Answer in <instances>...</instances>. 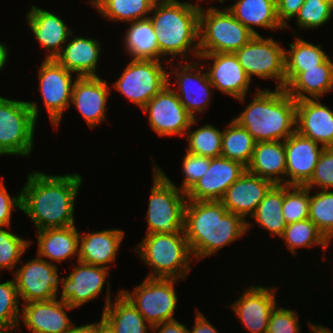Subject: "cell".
<instances>
[{"mask_svg":"<svg viewBox=\"0 0 333 333\" xmlns=\"http://www.w3.org/2000/svg\"><path fill=\"white\" fill-rule=\"evenodd\" d=\"M79 174L28 175L21 193V210L31 218L37 231L75 225L74 203L82 184Z\"/></svg>","mask_w":333,"mask_h":333,"instance_id":"obj_1","label":"cell"},{"mask_svg":"<svg viewBox=\"0 0 333 333\" xmlns=\"http://www.w3.org/2000/svg\"><path fill=\"white\" fill-rule=\"evenodd\" d=\"M250 222L228 212L221 201L187 200L184 234L192 255L198 259L230 244L249 230Z\"/></svg>","mask_w":333,"mask_h":333,"instance_id":"obj_2","label":"cell"},{"mask_svg":"<svg viewBox=\"0 0 333 333\" xmlns=\"http://www.w3.org/2000/svg\"><path fill=\"white\" fill-rule=\"evenodd\" d=\"M234 120L256 142L285 141L296 131V100L284 88L257 90L252 102Z\"/></svg>","mask_w":333,"mask_h":333,"instance_id":"obj_3","label":"cell"},{"mask_svg":"<svg viewBox=\"0 0 333 333\" xmlns=\"http://www.w3.org/2000/svg\"><path fill=\"white\" fill-rule=\"evenodd\" d=\"M199 11V5L188 2L156 0L152 9L153 16L149 18L155 30L160 56L184 55L189 58L186 56L189 51L198 58Z\"/></svg>","mask_w":333,"mask_h":333,"instance_id":"obj_4","label":"cell"},{"mask_svg":"<svg viewBox=\"0 0 333 333\" xmlns=\"http://www.w3.org/2000/svg\"><path fill=\"white\" fill-rule=\"evenodd\" d=\"M153 169V186L146 216L149 228L146 235L184 234L186 193L176 187L160 167L155 165Z\"/></svg>","mask_w":333,"mask_h":333,"instance_id":"obj_5","label":"cell"},{"mask_svg":"<svg viewBox=\"0 0 333 333\" xmlns=\"http://www.w3.org/2000/svg\"><path fill=\"white\" fill-rule=\"evenodd\" d=\"M138 245L136 253L154 270L148 278L187 277L191 251L185 234H149Z\"/></svg>","mask_w":333,"mask_h":333,"instance_id":"obj_6","label":"cell"},{"mask_svg":"<svg viewBox=\"0 0 333 333\" xmlns=\"http://www.w3.org/2000/svg\"><path fill=\"white\" fill-rule=\"evenodd\" d=\"M255 35L227 8L199 11V54L235 53Z\"/></svg>","mask_w":333,"mask_h":333,"instance_id":"obj_7","label":"cell"},{"mask_svg":"<svg viewBox=\"0 0 333 333\" xmlns=\"http://www.w3.org/2000/svg\"><path fill=\"white\" fill-rule=\"evenodd\" d=\"M38 113L35 102L0 97V155L31 153Z\"/></svg>","mask_w":333,"mask_h":333,"instance_id":"obj_8","label":"cell"},{"mask_svg":"<svg viewBox=\"0 0 333 333\" xmlns=\"http://www.w3.org/2000/svg\"><path fill=\"white\" fill-rule=\"evenodd\" d=\"M176 278H148L135 288L132 295L121 291L145 318L150 328L173 318L177 306V295L174 289Z\"/></svg>","mask_w":333,"mask_h":333,"instance_id":"obj_9","label":"cell"},{"mask_svg":"<svg viewBox=\"0 0 333 333\" xmlns=\"http://www.w3.org/2000/svg\"><path fill=\"white\" fill-rule=\"evenodd\" d=\"M168 77L160 61L132 60L113 87L142 109L168 84Z\"/></svg>","mask_w":333,"mask_h":333,"instance_id":"obj_10","label":"cell"},{"mask_svg":"<svg viewBox=\"0 0 333 333\" xmlns=\"http://www.w3.org/2000/svg\"><path fill=\"white\" fill-rule=\"evenodd\" d=\"M247 76L276 79V88H285V50L272 38L255 35L234 53Z\"/></svg>","mask_w":333,"mask_h":333,"instance_id":"obj_11","label":"cell"},{"mask_svg":"<svg viewBox=\"0 0 333 333\" xmlns=\"http://www.w3.org/2000/svg\"><path fill=\"white\" fill-rule=\"evenodd\" d=\"M170 84L168 82L142 110L149 113V124L158 135H185L189 127L196 123V118L184 108Z\"/></svg>","mask_w":333,"mask_h":333,"instance_id":"obj_12","label":"cell"},{"mask_svg":"<svg viewBox=\"0 0 333 333\" xmlns=\"http://www.w3.org/2000/svg\"><path fill=\"white\" fill-rule=\"evenodd\" d=\"M51 262L38 256L16 270L14 282L19 299L22 297L25 303H30L57 298L62 279L58 278L57 265Z\"/></svg>","mask_w":333,"mask_h":333,"instance_id":"obj_13","label":"cell"},{"mask_svg":"<svg viewBox=\"0 0 333 333\" xmlns=\"http://www.w3.org/2000/svg\"><path fill=\"white\" fill-rule=\"evenodd\" d=\"M72 72L58 64L54 59H44L39 69V88L50 121L55 128L62 114L70 107L72 97Z\"/></svg>","mask_w":333,"mask_h":333,"instance_id":"obj_14","label":"cell"},{"mask_svg":"<svg viewBox=\"0 0 333 333\" xmlns=\"http://www.w3.org/2000/svg\"><path fill=\"white\" fill-rule=\"evenodd\" d=\"M246 167L237 161L219 156L211 158L207 172L186 193L187 200L220 201L226 190L239 179Z\"/></svg>","mask_w":333,"mask_h":333,"instance_id":"obj_15","label":"cell"},{"mask_svg":"<svg viewBox=\"0 0 333 333\" xmlns=\"http://www.w3.org/2000/svg\"><path fill=\"white\" fill-rule=\"evenodd\" d=\"M295 131L284 141L287 185L304 186L312 177L325 147Z\"/></svg>","mask_w":333,"mask_h":333,"instance_id":"obj_16","label":"cell"},{"mask_svg":"<svg viewBox=\"0 0 333 333\" xmlns=\"http://www.w3.org/2000/svg\"><path fill=\"white\" fill-rule=\"evenodd\" d=\"M201 60L213 59L209 71V81L214 88L237 100L244 101L251 79L240 65L234 53L199 54Z\"/></svg>","mask_w":333,"mask_h":333,"instance_id":"obj_17","label":"cell"},{"mask_svg":"<svg viewBox=\"0 0 333 333\" xmlns=\"http://www.w3.org/2000/svg\"><path fill=\"white\" fill-rule=\"evenodd\" d=\"M276 289L250 286L231 308L250 333H266L272 311L275 309Z\"/></svg>","mask_w":333,"mask_h":333,"instance_id":"obj_18","label":"cell"},{"mask_svg":"<svg viewBox=\"0 0 333 333\" xmlns=\"http://www.w3.org/2000/svg\"><path fill=\"white\" fill-rule=\"evenodd\" d=\"M275 184L258 175L245 172L225 192L220 200L228 212L241 216H252L256 208Z\"/></svg>","mask_w":333,"mask_h":333,"instance_id":"obj_19","label":"cell"},{"mask_svg":"<svg viewBox=\"0 0 333 333\" xmlns=\"http://www.w3.org/2000/svg\"><path fill=\"white\" fill-rule=\"evenodd\" d=\"M78 266L65 278H62L60 300L76 308L95 299L103 289L108 277V268L89 265L78 261ZM107 276V277H106Z\"/></svg>","mask_w":333,"mask_h":333,"instance_id":"obj_20","label":"cell"},{"mask_svg":"<svg viewBox=\"0 0 333 333\" xmlns=\"http://www.w3.org/2000/svg\"><path fill=\"white\" fill-rule=\"evenodd\" d=\"M296 131L303 136L321 143L323 147H333V110L309 98L296 101Z\"/></svg>","mask_w":333,"mask_h":333,"instance_id":"obj_21","label":"cell"},{"mask_svg":"<svg viewBox=\"0 0 333 333\" xmlns=\"http://www.w3.org/2000/svg\"><path fill=\"white\" fill-rule=\"evenodd\" d=\"M56 299L24 303L21 318L32 333H67L73 327L64 310L73 308Z\"/></svg>","mask_w":333,"mask_h":333,"instance_id":"obj_22","label":"cell"},{"mask_svg":"<svg viewBox=\"0 0 333 333\" xmlns=\"http://www.w3.org/2000/svg\"><path fill=\"white\" fill-rule=\"evenodd\" d=\"M109 85L99 76L76 77L71 102L79 110L90 127L104 120Z\"/></svg>","mask_w":333,"mask_h":333,"instance_id":"obj_23","label":"cell"},{"mask_svg":"<svg viewBox=\"0 0 333 333\" xmlns=\"http://www.w3.org/2000/svg\"><path fill=\"white\" fill-rule=\"evenodd\" d=\"M198 66V62H194L192 65L186 63L185 66H181L182 70H178L175 67L173 71L168 72V76L175 74V82L180 87L178 92L175 90V93L184 108L194 119L195 114L198 112L201 113L209 104L211 98L210 89L213 87L209 81L207 72L200 74L202 68ZM196 68H199V71ZM193 71L197 73H193Z\"/></svg>","mask_w":333,"mask_h":333,"instance_id":"obj_24","label":"cell"},{"mask_svg":"<svg viewBox=\"0 0 333 333\" xmlns=\"http://www.w3.org/2000/svg\"><path fill=\"white\" fill-rule=\"evenodd\" d=\"M286 92L296 101L320 99V96L333 90V61L328 57L318 68L306 69L303 72H285Z\"/></svg>","mask_w":333,"mask_h":333,"instance_id":"obj_25","label":"cell"},{"mask_svg":"<svg viewBox=\"0 0 333 333\" xmlns=\"http://www.w3.org/2000/svg\"><path fill=\"white\" fill-rule=\"evenodd\" d=\"M26 16L37 41L46 50L51 51L50 54H46L45 59H55L62 49L61 45L66 44L67 39L73 34L72 31L60 17L36 6H32Z\"/></svg>","mask_w":333,"mask_h":333,"instance_id":"obj_26","label":"cell"},{"mask_svg":"<svg viewBox=\"0 0 333 333\" xmlns=\"http://www.w3.org/2000/svg\"><path fill=\"white\" fill-rule=\"evenodd\" d=\"M123 237L124 231L118 229L79 235L77 260L89 265L110 268L107 264L115 260Z\"/></svg>","mask_w":333,"mask_h":333,"instance_id":"obj_27","label":"cell"},{"mask_svg":"<svg viewBox=\"0 0 333 333\" xmlns=\"http://www.w3.org/2000/svg\"><path fill=\"white\" fill-rule=\"evenodd\" d=\"M100 48L97 40L74 36L54 60L68 71L77 74V77L97 76L95 71Z\"/></svg>","mask_w":333,"mask_h":333,"instance_id":"obj_28","label":"cell"},{"mask_svg":"<svg viewBox=\"0 0 333 333\" xmlns=\"http://www.w3.org/2000/svg\"><path fill=\"white\" fill-rule=\"evenodd\" d=\"M246 170L273 182L285 184L287 181L278 175H286V154L284 141L256 142L253 155Z\"/></svg>","mask_w":333,"mask_h":333,"instance_id":"obj_29","label":"cell"},{"mask_svg":"<svg viewBox=\"0 0 333 333\" xmlns=\"http://www.w3.org/2000/svg\"><path fill=\"white\" fill-rule=\"evenodd\" d=\"M38 256L61 262L73 255L78 257L80 232L71 225L63 228H48L37 231ZM42 256V257H41Z\"/></svg>","mask_w":333,"mask_h":333,"instance_id":"obj_30","label":"cell"},{"mask_svg":"<svg viewBox=\"0 0 333 333\" xmlns=\"http://www.w3.org/2000/svg\"><path fill=\"white\" fill-rule=\"evenodd\" d=\"M107 286V297L102 317L112 326L115 332L148 333L147 321L121 291L116 296L113 305L111 304L109 282Z\"/></svg>","mask_w":333,"mask_h":333,"instance_id":"obj_31","label":"cell"},{"mask_svg":"<svg viewBox=\"0 0 333 333\" xmlns=\"http://www.w3.org/2000/svg\"><path fill=\"white\" fill-rule=\"evenodd\" d=\"M227 10L254 35H259L252 26L267 29L284 28L277 17L276 0H238Z\"/></svg>","mask_w":333,"mask_h":333,"instance_id":"obj_32","label":"cell"},{"mask_svg":"<svg viewBox=\"0 0 333 333\" xmlns=\"http://www.w3.org/2000/svg\"><path fill=\"white\" fill-rule=\"evenodd\" d=\"M125 35V48L132 60L161 61L155 30L150 18L129 22Z\"/></svg>","mask_w":333,"mask_h":333,"instance_id":"obj_33","label":"cell"},{"mask_svg":"<svg viewBox=\"0 0 333 333\" xmlns=\"http://www.w3.org/2000/svg\"><path fill=\"white\" fill-rule=\"evenodd\" d=\"M284 202V184H275L266 194L265 198L251 216L262 228L270 231L272 235L281 237L287 226L282 214Z\"/></svg>","mask_w":333,"mask_h":333,"instance_id":"obj_34","label":"cell"},{"mask_svg":"<svg viewBox=\"0 0 333 333\" xmlns=\"http://www.w3.org/2000/svg\"><path fill=\"white\" fill-rule=\"evenodd\" d=\"M223 130L221 156L247 167L251 161L255 143L252 135L234 119Z\"/></svg>","mask_w":333,"mask_h":333,"instance_id":"obj_35","label":"cell"},{"mask_svg":"<svg viewBox=\"0 0 333 333\" xmlns=\"http://www.w3.org/2000/svg\"><path fill=\"white\" fill-rule=\"evenodd\" d=\"M155 2L156 0H90L106 19L126 22L148 18Z\"/></svg>","mask_w":333,"mask_h":333,"instance_id":"obj_36","label":"cell"},{"mask_svg":"<svg viewBox=\"0 0 333 333\" xmlns=\"http://www.w3.org/2000/svg\"><path fill=\"white\" fill-rule=\"evenodd\" d=\"M290 50H285V72H303L306 69L318 68L328 56L321 45H313L301 38H296L289 44Z\"/></svg>","mask_w":333,"mask_h":333,"instance_id":"obj_37","label":"cell"},{"mask_svg":"<svg viewBox=\"0 0 333 333\" xmlns=\"http://www.w3.org/2000/svg\"><path fill=\"white\" fill-rule=\"evenodd\" d=\"M281 238L293 254L296 248L311 247L313 244L322 245L326 249L330 242L309 218L287 224Z\"/></svg>","mask_w":333,"mask_h":333,"instance_id":"obj_38","label":"cell"},{"mask_svg":"<svg viewBox=\"0 0 333 333\" xmlns=\"http://www.w3.org/2000/svg\"><path fill=\"white\" fill-rule=\"evenodd\" d=\"M186 134L189 142L187 152L209 158L221 156L223 130L207 124L194 132L189 127Z\"/></svg>","mask_w":333,"mask_h":333,"instance_id":"obj_39","label":"cell"},{"mask_svg":"<svg viewBox=\"0 0 333 333\" xmlns=\"http://www.w3.org/2000/svg\"><path fill=\"white\" fill-rule=\"evenodd\" d=\"M309 219L331 241L333 237V190H321L310 196Z\"/></svg>","mask_w":333,"mask_h":333,"instance_id":"obj_40","label":"cell"},{"mask_svg":"<svg viewBox=\"0 0 333 333\" xmlns=\"http://www.w3.org/2000/svg\"><path fill=\"white\" fill-rule=\"evenodd\" d=\"M309 193L310 189L305 186L284 184L282 214L287 224L309 218Z\"/></svg>","mask_w":333,"mask_h":333,"instance_id":"obj_41","label":"cell"},{"mask_svg":"<svg viewBox=\"0 0 333 333\" xmlns=\"http://www.w3.org/2000/svg\"><path fill=\"white\" fill-rule=\"evenodd\" d=\"M333 13V1L305 0L296 15L297 25L301 28L313 29L327 23Z\"/></svg>","mask_w":333,"mask_h":333,"instance_id":"obj_42","label":"cell"},{"mask_svg":"<svg viewBox=\"0 0 333 333\" xmlns=\"http://www.w3.org/2000/svg\"><path fill=\"white\" fill-rule=\"evenodd\" d=\"M19 295L14 279L0 283V327L15 330L19 319Z\"/></svg>","mask_w":333,"mask_h":333,"instance_id":"obj_43","label":"cell"},{"mask_svg":"<svg viewBox=\"0 0 333 333\" xmlns=\"http://www.w3.org/2000/svg\"><path fill=\"white\" fill-rule=\"evenodd\" d=\"M29 245L30 241L0 227V269H13Z\"/></svg>","mask_w":333,"mask_h":333,"instance_id":"obj_44","label":"cell"},{"mask_svg":"<svg viewBox=\"0 0 333 333\" xmlns=\"http://www.w3.org/2000/svg\"><path fill=\"white\" fill-rule=\"evenodd\" d=\"M211 158L196 155L190 152L186 153L182 162L184 180L181 191L187 193L195 183L207 172L210 166Z\"/></svg>","mask_w":333,"mask_h":333,"instance_id":"obj_45","label":"cell"},{"mask_svg":"<svg viewBox=\"0 0 333 333\" xmlns=\"http://www.w3.org/2000/svg\"><path fill=\"white\" fill-rule=\"evenodd\" d=\"M317 185L322 190L333 188V147L324 148L312 177L304 186L311 190Z\"/></svg>","mask_w":333,"mask_h":333,"instance_id":"obj_46","label":"cell"},{"mask_svg":"<svg viewBox=\"0 0 333 333\" xmlns=\"http://www.w3.org/2000/svg\"><path fill=\"white\" fill-rule=\"evenodd\" d=\"M297 316L295 311L276 306L271 313L266 333H300Z\"/></svg>","mask_w":333,"mask_h":333,"instance_id":"obj_47","label":"cell"},{"mask_svg":"<svg viewBox=\"0 0 333 333\" xmlns=\"http://www.w3.org/2000/svg\"><path fill=\"white\" fill-rule=\"evenodd\" d=\"M17 207L21 210V193L17 197L8 194L3 182L0 183V227L10 226L12 210Z\"/></svg>","mask_w":333,"mask_h":333,"instance_id":"obj_48","label":"cell"},{"mask_svg":"<svg viewBox=\"0 0 333 333\" xmlns=\"http://www.w3.org/2000/svg\"><path fill=\"white\" fill-rule=\"evenodd\" d=\"M305 0H276L277 17L281 25L287 27V21L294 18Z\"/></svg>","mask_w":333,"mask_h":333,"instance_id":"obj_49","label":"cell"},{"mask_svg":"<svg viewBox=\"0 0 333 333\" xmlns=\"http://www.w3.org/2000/svg\"><path fill=\"white\" fill-rule=\"evenodd\" d=\"M156 329H159L158 333H189L190 331L184 324L178 322V320L162 322L151 327L153 332Z\"/></svg>","mask_w":333,"mask_h":333,"instance_id":"obj_50","label":"cell"},{"mask_svg":"<svg viewBox=\"0 0 333 333\" xmlns=\"http://www.w3.org/2000/svg\"><path fill=\"white\" fill-rule=\"evenodd\" d=\"M195 325L193 330L189 333H219L214 326L202 315L200 312H196Z\"/></svg>","mask_w":333,"mask_h":333,"instance_id":"obj_51","label":"cell"},{"mask_svg":"<svg viewBox=\"0 0 333 333\" xmlns=\"http://www.w3.org/2000/svg\"><path fill=\"white\" fill-rule=\"evenodd\" d=\"M95 333H116L112 326L102 317L101 321L95 323Z\"/></svg>","mask_w":333,"mask_h":333,"instance_id":"obj_52","label":"cell"},{"mask_svg":"<svg viewBox=\"0 0 333 333\" xmlns=\"http://www.w3.org/2000/svg\"><path fill=\"white\" fill-rule=\"evenodd\" d=\"M67 333H95V323L81 325L80 327L73 325Z\"/></svg>","mask_w":333,"mask_h":333,"instance_id":"obj_53","label":"cell"},{"mask_svg":"<svg viewBox=\"0 0 333 333\" xmlns=\"http://www.w3.org/2000/svg\"><path fill=\"white\" fill-rule=\"evenodd\" d=\"M8 56V49L5 45L2 43L0 44V70L3 68V66L6 63Z\"/></svg>","mask_w":333,"mask_h":333,"instance_id":"obj_54","label":"cell"},{"mask_svg":"<svg viewBox=\"0 0 333 333\" xmlns=\"http://www.w3.org/2000/svg\"><path fill=\"white\" fill-rule=\"evenodd\" d=\"M308 327L312 330L313 333H332L329 330H327L325 327L322 325H316L312 323H308ZM314 325V326H313Z\"/></svg>","mask_w":333,"mask_h":333,"instance_id":"obj_55","label":"cell"},{"mask_svg":"<svg viewBox=\"0 0 333 333\" xmlns=\"http://www.w3.org/2000/svg\"><path fill=\"white\" fill-rule=\"evenodd\" d=\"M0 333H13V332H10L7 328L0 327Z\"/></svg>","mask_w":333,"mask_h":333,"instance_id":"obj_56","label":"cell"}]
</instances>
